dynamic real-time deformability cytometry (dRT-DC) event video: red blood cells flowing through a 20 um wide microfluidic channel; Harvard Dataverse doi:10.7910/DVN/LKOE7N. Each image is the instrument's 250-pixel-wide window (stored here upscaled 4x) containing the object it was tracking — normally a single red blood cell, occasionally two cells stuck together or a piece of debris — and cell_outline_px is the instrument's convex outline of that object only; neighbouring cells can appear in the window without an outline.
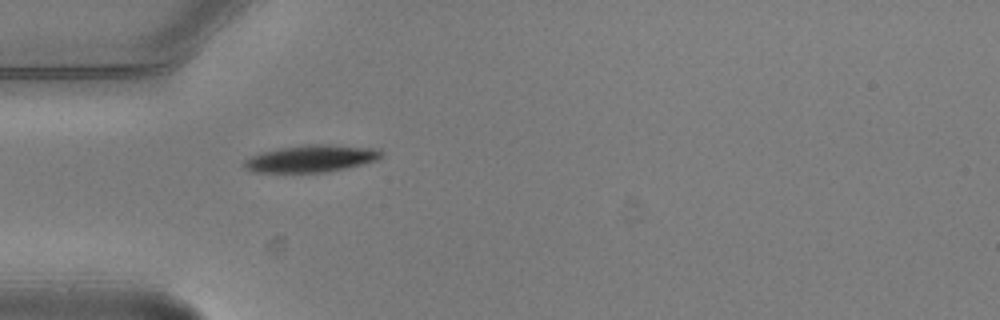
{"species": "common noctule bat (a hibernating species)", "species_latin": "Nyctalus noctula", "temperature_condition": "warm", "stored_images_in_passage": 1, "camera_frame_rate_fps": 3000, "um_per_image_px": 0.085, "animal": {"sex": "male", "body_mass_g": 20.5, "forearm_length_mm": 52.5}, "frame": {"image": 1, "passage_image": 1, "time_ms": 0.0, "image_size_px": [1000, 320], "cell_outline_px": [[384, 156], [376, 160], [328, 172], [252, 172], [244, 168], [244, 160], [252, 156], [276, 148], [312, 144], [332, 144], [380, 148], [384, 152]], "centroid_in_image_um": [26.5, 13.46], "position_along_channel_um": 58.5, "area_um2": 21.73}}